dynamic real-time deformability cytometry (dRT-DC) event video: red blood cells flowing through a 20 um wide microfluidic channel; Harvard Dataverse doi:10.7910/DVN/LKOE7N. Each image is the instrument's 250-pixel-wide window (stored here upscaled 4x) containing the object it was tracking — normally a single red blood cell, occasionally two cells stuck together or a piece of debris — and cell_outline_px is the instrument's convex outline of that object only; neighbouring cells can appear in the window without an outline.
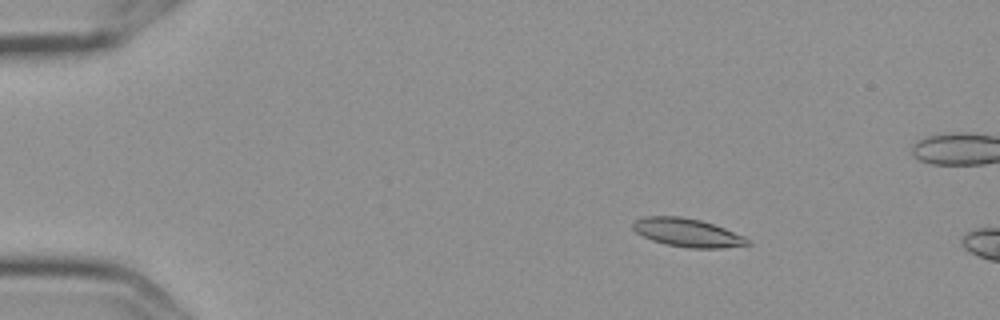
{"species": "Egyptian fruit bat (a non-hibernating species)", "species_latin": "Rousettus aegyptiacus", "temperature_condition": "cold", "stored_images_in_passage": 4, "camera_frame_rate_fps": 3000, "um_per_image_px": 0.085, "frame": {"image": 1, "passage_image": 2, "time_ms": 0.333, "image_size_px": [1000, 320], "cell_outline_px": [[752, 244], [724, 248], [688, 248], [664, 244], [652, 240], [636, 232], [632, 228], [632, 224], [636, 220], [644, 216], [680, 216], [700, 220], [724, 228], [744, 236], [752, 240]], "centroid_in_image_um": [58.45, 19.78], "position_along_channel_um": 26.5, "area_um2": 19.02}}